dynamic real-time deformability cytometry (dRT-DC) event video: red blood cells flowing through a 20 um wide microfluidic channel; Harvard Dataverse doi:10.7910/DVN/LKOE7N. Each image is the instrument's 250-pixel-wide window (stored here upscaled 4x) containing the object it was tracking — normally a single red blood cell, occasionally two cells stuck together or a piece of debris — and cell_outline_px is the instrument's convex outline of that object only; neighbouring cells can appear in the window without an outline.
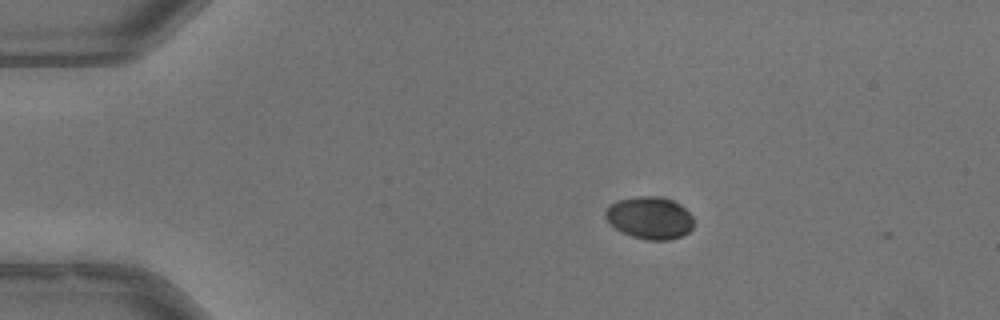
{"species": "common noctule bat (a hibernating species)", "species_latin": "Nyctalus noctula", "temperature_condition": "warm", "stored_images_in_passage": 2, "camera_frame_rate_fps": 3000, "um_per_image_px": 0.085, "animal": {"sex": "male", "body_mass_g": 13.3}, "frame": {"image": 1, "passage_image": 1, "time_ms": 0.0, "image_size_px": [1000, 320], "cell_outline_px": [[692, 228], [688, 232], [680, 236], [668, 240], [644, 240], [620, 232], [608, 224], [604, 216], [604, 212], [616, 200], [632, 196], [656, 196], [672, 200], [680, 204], [692, 216]], "centroid_in_image_um": [55.17, 18.52], "position_along_channel_um": 29.8, "area_um2": 21.96}}